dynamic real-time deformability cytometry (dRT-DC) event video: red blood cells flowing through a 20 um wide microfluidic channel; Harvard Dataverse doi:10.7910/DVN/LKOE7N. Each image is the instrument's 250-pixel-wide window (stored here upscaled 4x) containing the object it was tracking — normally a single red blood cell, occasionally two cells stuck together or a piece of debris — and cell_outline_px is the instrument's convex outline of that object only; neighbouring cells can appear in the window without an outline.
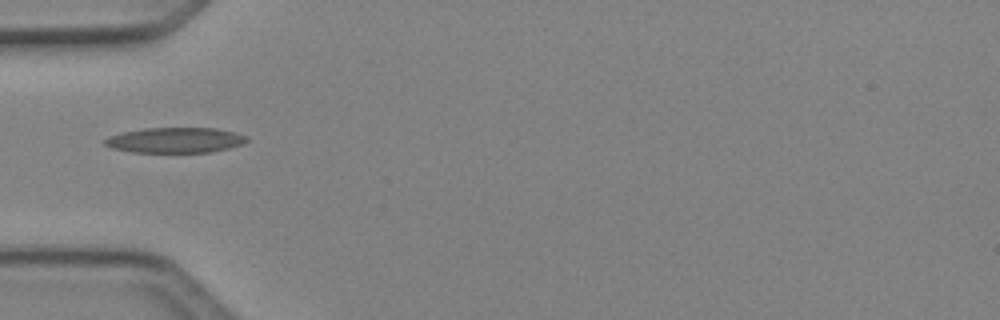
{"species": "Egyptian fruit bat (a non-hibernating species)", "species_latin": "Rousettus aegyptiacus", "temperature_condition": "cold", "stored_images_in_passage": 30, "camera_frame_rate_fps": 3000, "um_per_image_px": 0.085, "animal": {"sex": "female"}, "frame": {"image": 1, "passage_image": 1, "time_ms": 0.0, "image_size_px": [1000, 320], "cell_outline_px": [[248, 140], [244, 144], [212, 152], [132, 152], [112, 148], [104, 144], [104, 140], [108, 136], [120, 132], [144, 128], [216, 128], [248, 136]], "centroid_in_image_um": [14.88, 11.91], "position_along_channel_um": 70.1, "area_um2": 21.04}}
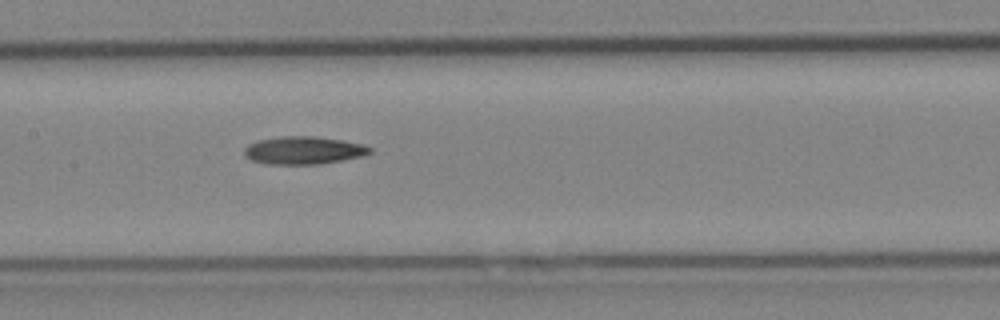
{"frame": {"image": 2, "passage_image": 9, "time_ms": 2.667, "image_size_px": [1000, 320], "cell_outline_px": [[372, 152], [364, 156], [320, 164], [268, 164], [252, 160], [244, 156], [244, 148], [248, 144], [256, 140], [280, 136], [316, 136], [364, 144], [372, 148]], "centroid_in_image_um": [25.8, 12.77], "position_along_channel_um": 181.6, "area_um2": 20.52}}
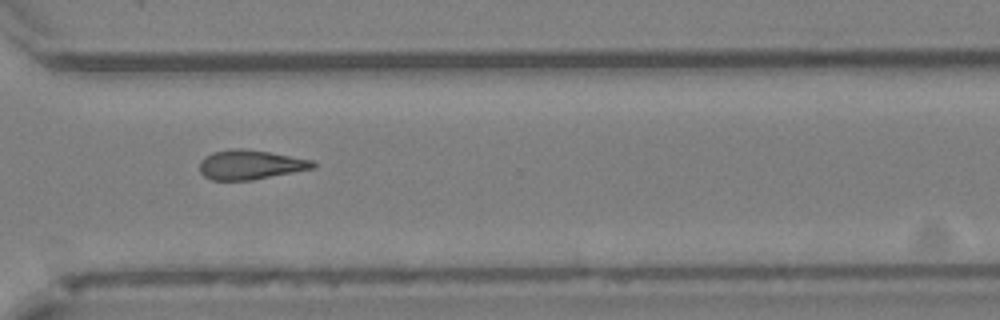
{"frame": {"image": 3, "passage_image": 21, "time_ms": 6.667, "image_size_px": [1000, 320], "cell_outline_px": [[316, 168], [252, 180], [212, 180], [204, 176], [200, 172], [200, 160], [204, 156], [212, 152], [232, 148], [244, 148], [268, 152], [312, 160], [316, 164]], "centroid_in_image_um": [21.26, 14.0], "position_along_channel_um": 349.3, "area_um2": 19.54}}